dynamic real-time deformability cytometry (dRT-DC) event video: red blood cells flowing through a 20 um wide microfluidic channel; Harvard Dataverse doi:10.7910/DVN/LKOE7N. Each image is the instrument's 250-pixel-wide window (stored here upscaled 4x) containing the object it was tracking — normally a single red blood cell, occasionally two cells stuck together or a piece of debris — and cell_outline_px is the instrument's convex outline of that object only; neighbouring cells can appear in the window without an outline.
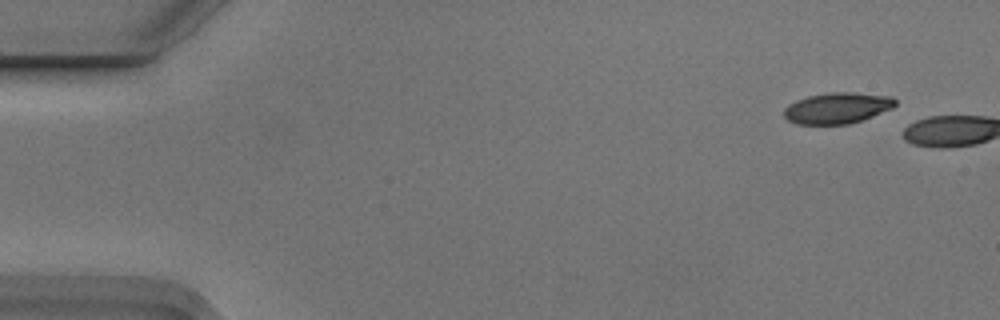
{"species": "Egyptian fruit bat (a non-hibernating species)", "species_latin": "Rousettus aegyptiacus", "temperature_condition": "cold", "stored_images_in_passage": 2, "camera_frame_rate_fps": 3000, "um_per_image_px": 0.085, "animal": {"sex": "male"}, "frame": {"image": 1, "passage_image": 1, "time_ms": 0.0, "image_size_px": [1000, 320], "cell_outline_px": [[896, 104], [892, 108], [872, 116], [848, 124], [796, 124], [788, 120], [784, 116], [784, 108], [788, 104], [796, 100], [808, 96], [828, 92], [852, 92], [892, 96], [896, 100]], "centroid_in_image_um": [71.15, 9.17], "position_along_channel_um": 13.8, "area_um2": 20.11}}